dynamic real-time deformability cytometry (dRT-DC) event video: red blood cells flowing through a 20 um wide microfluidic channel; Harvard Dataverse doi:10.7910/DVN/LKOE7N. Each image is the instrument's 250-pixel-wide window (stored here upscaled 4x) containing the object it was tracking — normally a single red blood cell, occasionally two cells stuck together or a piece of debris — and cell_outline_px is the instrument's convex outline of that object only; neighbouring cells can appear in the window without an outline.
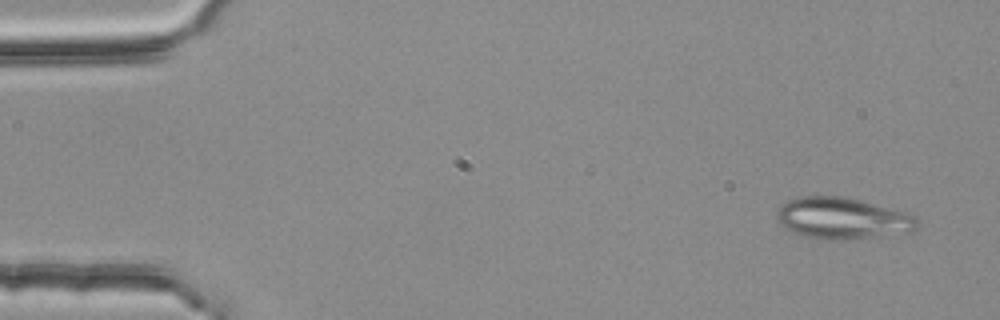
{"species": "common noctule bat (a hibernating species)", "species_latin": "Nyctalus noctula", "temperature_condition": "room temperature", "stored_images_in_passage": 4, "camera_frame_rate_fps": 3000, "um_per_image_px": 0.085, "animal": {"sex": "female", "body_mass_g": 25.1}, "frame": {"image": 1, "passage_image": 1, "time_ms": 0.0, "image_size_px": [1000, 320], "cell_outline_px": [[916, 228], [912, 232], [868, 240], [824, 240], [804, 236], [792, 232], [784, 228], [776, 220], [776, 212], [788, 200], [800, 196], [844, 196], [860, 200], [904, 212], [916, 216]], "centroid_in_image_um": [71.62, 18.6], "position_along_channel_um": 13.4, "area_um2": 34.62}}